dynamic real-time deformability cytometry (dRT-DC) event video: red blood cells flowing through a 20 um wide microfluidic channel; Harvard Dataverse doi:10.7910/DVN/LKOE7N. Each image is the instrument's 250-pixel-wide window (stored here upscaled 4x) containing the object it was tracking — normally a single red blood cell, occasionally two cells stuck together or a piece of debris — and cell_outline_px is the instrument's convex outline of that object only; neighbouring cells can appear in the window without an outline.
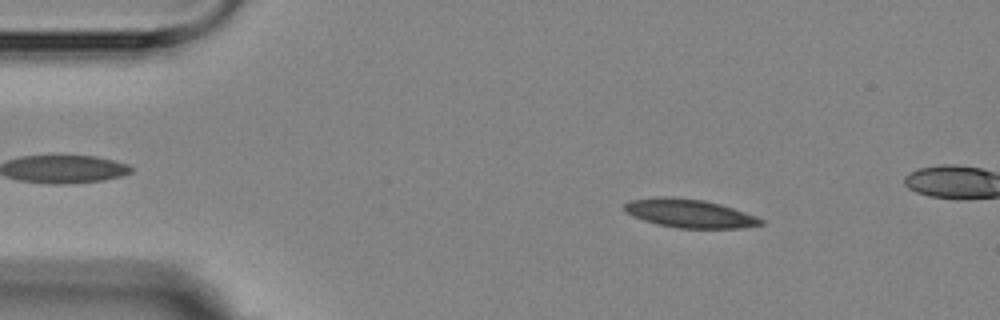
{"species": "Egyptian fruit bat (a non-hibernating species)", "species_latin": "Rousettus aegyptiacus", "temperature_condition": "room temperature", "stored_images_in_passage": 5, "camera_frame_rate_fps": 3000, "um_per_image_px": 0.085, "animal": {"sex": "female"}, "frame": {"image": 1, "passage_image": 2, "time_ms": 1.333, "image_size_px": [1000, 320], "cell_outline_px": [[764, 224], [744, 228], [676, 228], [644, 220], [632, 216], [624, 212], [624, 204], [632, 200], [660, 196], [668, 196], [704, 200], [720, 204], [756, 216], [764, 220]], "centroid_in_image_um": [58.61, 18.14], "position_along_channel_um": 26.4, "area_um2": 22.6}}